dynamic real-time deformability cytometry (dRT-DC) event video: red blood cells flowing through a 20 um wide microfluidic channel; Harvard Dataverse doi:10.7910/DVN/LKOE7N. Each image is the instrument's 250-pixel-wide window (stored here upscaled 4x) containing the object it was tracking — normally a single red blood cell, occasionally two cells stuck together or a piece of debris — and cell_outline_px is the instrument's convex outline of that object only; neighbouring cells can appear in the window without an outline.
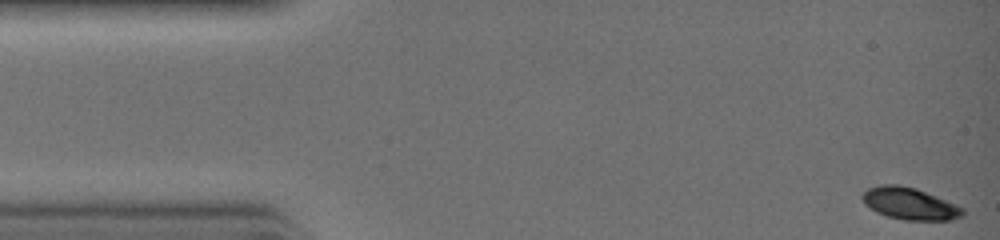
{"species": "common noctule bat (a hibernating species)", "species_latin": "Nyctalus noctula", "temperature_condition": "warm", "stored_images_in_passage": 30, "camera_frame_rate_fps": 3000, "um_per_image_px": 0.085, "animal": {"sex": "female", "body_mass_g": 19.0, "forearm_length_mm": 51.5}, "frame": {"image": 1, "passage_image": 1, "time_ms": 0.0, "image_size_px": [1000, 240], "cell_outline_px": [[964, 216], [952, 220], [904, 220], [888, 216], [876, 212], [864, 204], [860, 196], [868, 188], [880, 184], [900, 184], [916, 188], [956, 204], [964, 208]], "centroid_in_image_um": [77.32, 17.3], "position_along_channel_um": 7.7, "area_um2": 18.9}}
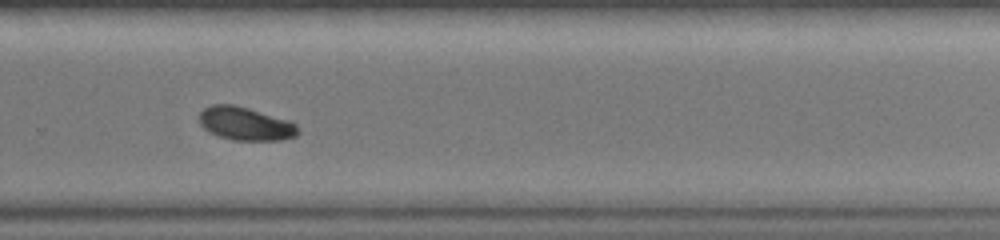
{"frame": {"image": 2, "passage_image": 22, "time_ms": 7.0, "image_size_px": [1000, 240], "cell_outline_px": [[300, 132], [296, 136], [280, 140], [232, 140], [220, 136], [204, 128], [200, 124], [200, 112], [204, 108], [212, 104], [232, 104], [248, 108], [288, 120], [296, 124]], "centroid_in_image_um": [20.88, 10.51], "position_along_channel_um": 308.9, "area_um2": 18.96}}
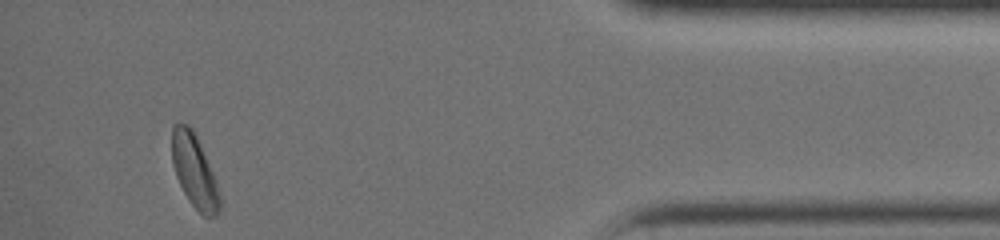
{"frame": {"image": 3, "passage_image": 30, "time_ms": 9.667, "image_size_px": [1000, 240], "cell_outline_px": [[220, 208], [216, 216], [204, 216], [188, 200], [176, 176], [172, 164], [172, 124], [176, 120], [180, 120], [188, 124], [192, 128], [200, 144], [212, 172], [220, 196]], "centroid_in_image_um": [16.48, 14.47], "position_along_channel_um": 418.7, "area_um2": 20.23}}